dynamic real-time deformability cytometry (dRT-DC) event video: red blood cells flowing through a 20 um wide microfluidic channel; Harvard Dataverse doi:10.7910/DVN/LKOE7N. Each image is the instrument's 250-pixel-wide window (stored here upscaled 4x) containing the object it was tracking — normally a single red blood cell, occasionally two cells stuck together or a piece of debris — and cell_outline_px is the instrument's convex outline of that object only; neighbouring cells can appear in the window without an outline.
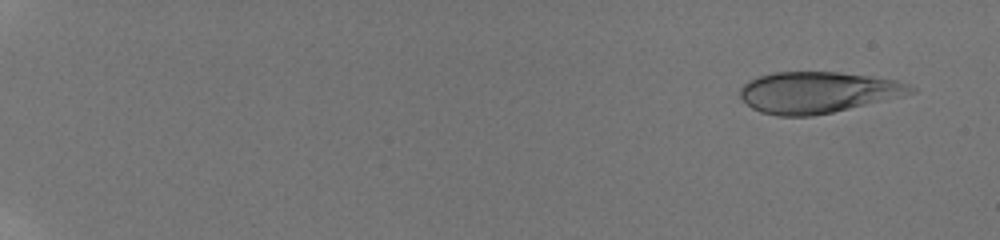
{"species": "human", "species_latin": "Homo sapiens", "temperature_condition": "room temperature", "stored_images_in_passage": 43, "camera_frame_rate_fps": 3000, "um_per_image_px": 0.085, "donor": {"sex": "male"}, "frame": {"image": 1, "passage_image": 6, "time_ms": 1.0, "image_size_px": [1000, 240], "cell_outline_px": [[916, 92], [900, 96], [832, 112], [812, 116], [776, 116], [760, 112], [752, 108], [740, 96], [740, 88], [748, 80], [756, 76], [772, 72], [836, 72], [872, 76], [896, 80], [908, 84], [916, 88]], "centroid_in_image_um": [69.47, 7.84], "position_along_channel_um": 15.5, "area_um2": 40.92}}
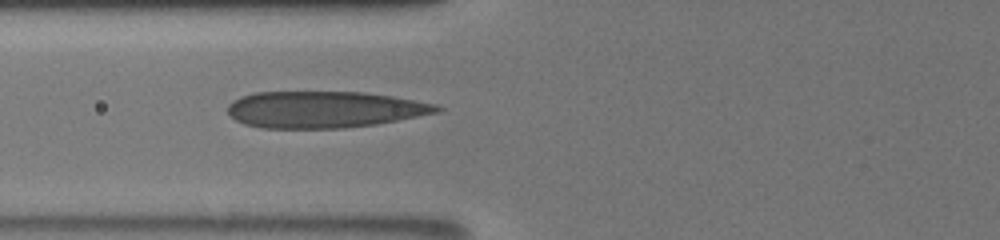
{"frame": {"image": 2, "passage_image": 22, "time_ms": 8.333, "image_size_px": [1000, 240], "cell_outline_px": [[444, 108], [440, 112], [376, 124], [344, 128], [264, 128], [244, 124], [236, 120], [228, 112], [228, 104], [232, 100], [240, 96], [256, 92], [364, 92], [392, 96], [440, 104]], "centroid_in_image_um": [27.59, 9.3], "position_along_channel_um": 98.2, "area_um2": 44.8}}
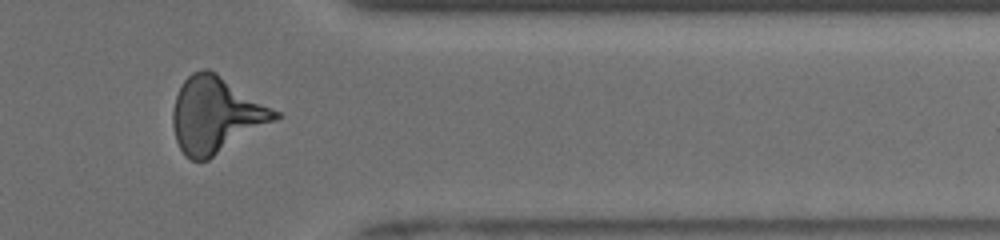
{"frame": {"image": 3, "passage_image": 38, "time_ms": 16.0, "image_size_px": [1000, 240], "cell_outline_px": [[284, 116], [208, 160], [192, 160], [184, 156], [176, 140], [172, 124], [172, 112], [176, 96], [184, 80], [192, 72], [204, 68], [208, 68], [216, 72], [284, 112]], "centroid_in_image_um": [18.42, 9.75], "position_along_channel_um": 393.0, "area_um2": 46.01}, "authors_computed_cell_mechanics": {"area_um2": 42.1362, "velocity_mm_per_s": 3.9132, "shape_relaxation_time_tau1_ms": 5.2672, "shape_relaxation_time_tau2_ms": 1.2245, "deformation_change_tau1": 0.1903, "deformation_change_tau2": 0.102}}